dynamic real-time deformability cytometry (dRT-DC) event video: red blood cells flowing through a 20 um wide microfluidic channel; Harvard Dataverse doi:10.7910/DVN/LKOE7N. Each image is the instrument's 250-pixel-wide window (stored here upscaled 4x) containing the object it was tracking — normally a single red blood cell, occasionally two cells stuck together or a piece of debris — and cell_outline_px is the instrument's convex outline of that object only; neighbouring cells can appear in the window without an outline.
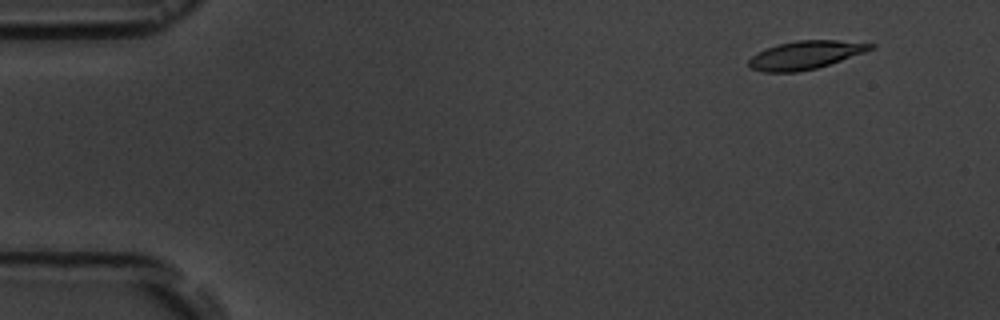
{"species": "common noctule bat (a hibernating species)", "species_latin": "Nyctalus noctula", "temperature_condition": "room temperature", "stored_images_in_passage": 5, "camera_frame_rate_fps": 3000, "um_per_image_px": 0.085, "animal": {"sex": "male", "body_mass_g": 19.5, "forearm_length_mm": 54.6}, "frame": {"image": 1, "passage_image": 2, "time_ms": 1.0, "image_size_px": [1000, 320], "cell_outline_px": [[876, 44], [872, 48], [864, 52], [816, 68], [796, 72], [764, 72], [752, 68], [748, 64], [748, 60], [756, 52], [780, 44], [796, 40], [836, 40]], "centroid_in_image_um": [68.42, 4.67], "position_along_channel_um": 16.6, "area_um2": 19.65}}
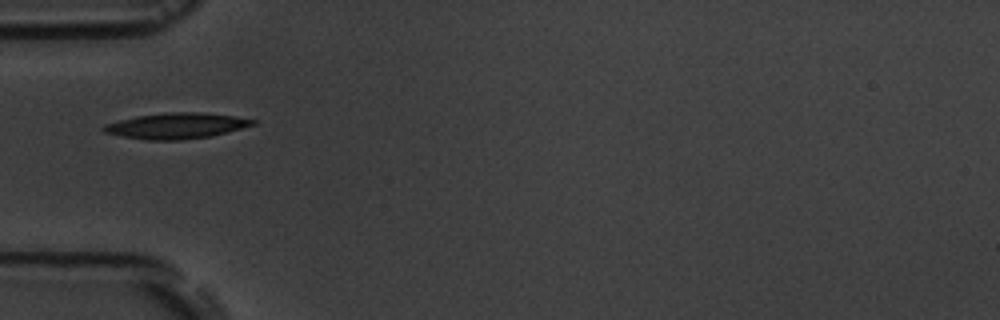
{"frame": {"image": 2, "passage_image": 5, "time_ms": 5.333, "image_size_px": [1000, 320], "cell_outline_px": [[256, 124], [212, 136], [180, 140], [148, 140], [120, 136], [104, 132], [100, 128], [104, 124], [136, 116], [168, 112], [204, 112], [236, 116], [256, 120]], "centroid_in_image_um": [14.98, 10.69], "position_along_channel_um": 70.0, "area_um2": 22.48}}